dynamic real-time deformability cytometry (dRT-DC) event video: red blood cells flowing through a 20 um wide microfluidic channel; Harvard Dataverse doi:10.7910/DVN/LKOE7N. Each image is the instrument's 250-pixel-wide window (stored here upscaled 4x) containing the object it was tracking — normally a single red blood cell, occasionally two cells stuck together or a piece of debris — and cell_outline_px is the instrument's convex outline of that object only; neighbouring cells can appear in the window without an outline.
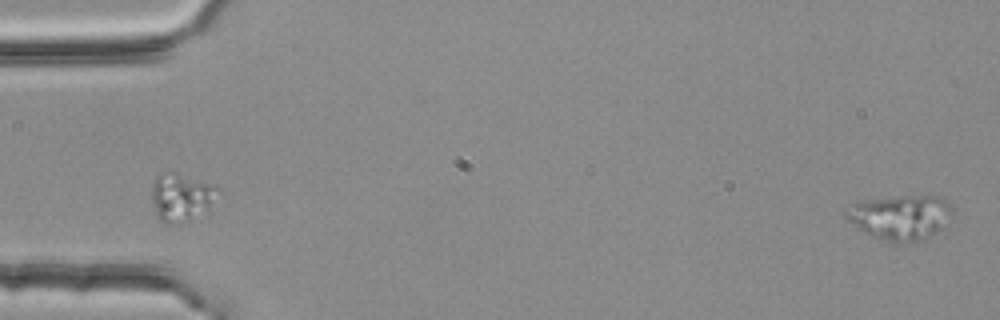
{"species": "common noctule bat (a hibernating species)", "species_latin": "Nyctalus noctula", "temperature_condition": "room temperature", "stored_images_in_passage": 54, "camera_frame_rate_fps": 3000, "um_per_image_px": 0.085, "animal": {"sex": "female", "body_mass_g": 25.1}, "frame": {"image": 1, "passage_image": 1, "time_ms": 0.0, "image_size_px": [1000, 320], "cell_outline_px": [[952, 212], [940, 228], [936, 232], [924, 240], [884, 240], [864, 232], [848, 220], [844, 216], [844, 212], [856, 200], [900, 196], [936, 196], [944, 200], [952, 208]], "centroid_in_image_um": [76.46, 18.42], "position_along_channel_um": 8.5, "area_um2": 27.05}}
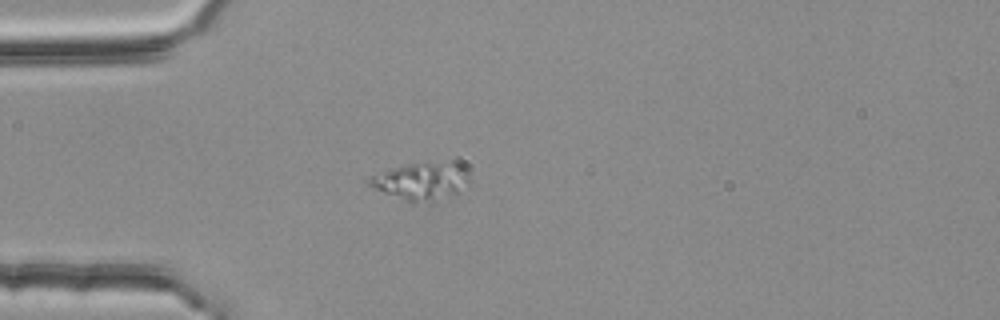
{"frame": {"image": 2, "passage_image": 15, "time_ms": 4.667, "image_size_px": [1000, 320], "cell_outline_px": [[468, 184], [456, 192], [412, 204], [364, 184], [360, 180], [392, 168], [424, 160], [460, 164], [468, 172]], "centroid_in_image_um": [35.7, 15.35], "position_along_channel_um": 49.3, "area_um2": 21.79}}
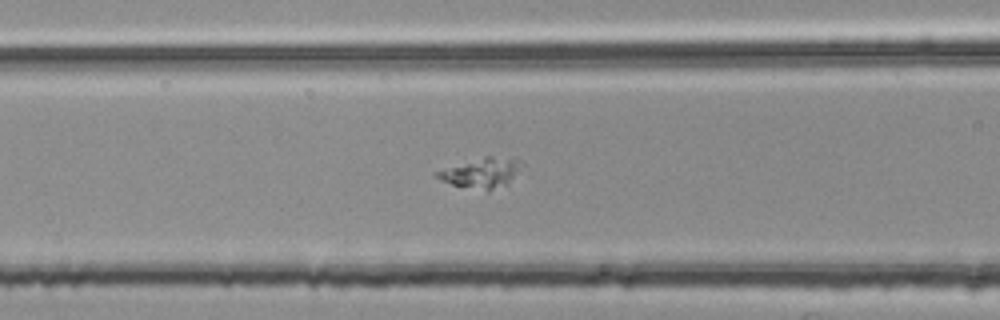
{"frame": {"image": 3, "passage_image": 22, "time_ms": 7.0, "image_size_px": [1000, 320], "cell_outline_px": [[524, 164], [508, 184], [488, 192], [452, 184], [440, 180], [432, 172], [484, 156], [516, 156]], "centroid_in_image_um": [40.98, 14.68], "position_along_channel_um": 125.6, "area_um2": 15.2}}